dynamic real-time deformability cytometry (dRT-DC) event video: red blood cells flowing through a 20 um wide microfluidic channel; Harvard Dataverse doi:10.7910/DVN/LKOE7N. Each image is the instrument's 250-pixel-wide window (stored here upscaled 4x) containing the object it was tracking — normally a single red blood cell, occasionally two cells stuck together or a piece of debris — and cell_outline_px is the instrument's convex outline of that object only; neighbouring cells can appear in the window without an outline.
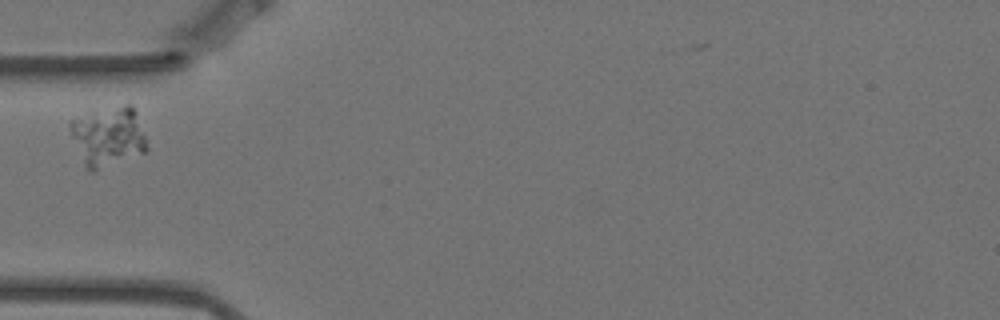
{"species": "Egyptian fruit bat (a non-hibernating species)", "species_latin": "Rousettus aegyptiacus", "temperature_condition": "warm", "stored_images_in_passage": 8, "camera_frame_rate_fps": 3000, "um_per_image_px": 0.085, "animal": {"sex": "female"}, "frame": {"image": 1, "passage_image": 1, "time_ms": 0.0, "image_size_px": [1000, 320], "cell_outline_px": [[148, 152], [96, 172], [88, 172], [84, 164], [72, 136], [68, 124], [72, 120], [88, 108], [124, 104], [132, 104], [136, 112], [148, 148]], "centroid_in_image_um": [9.18, 11.56], "position_along_channel_um": 75.8, "area_um2": 27.74}}
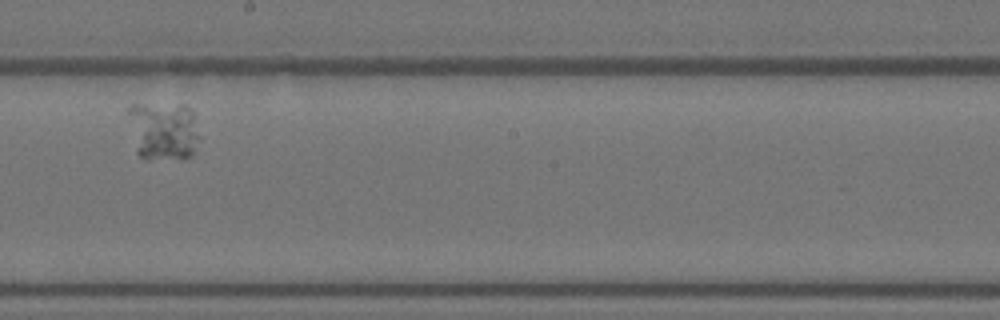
{"frame": {"image": 2, "passage_image": 5, "time_ms": 1.333, "image_size_px": [1000, 320], "cell_outline_px": [[200, 136], [192, 156], [184, 160], [144, 160], [136, 152], [128, 112], [128, 108], [132, 104], [184, 104], [192, 108]], "centroid_in_image_um": [13.92, 11.15], "position_along_channel_um": 234.3, "area_um2": 25.14}}
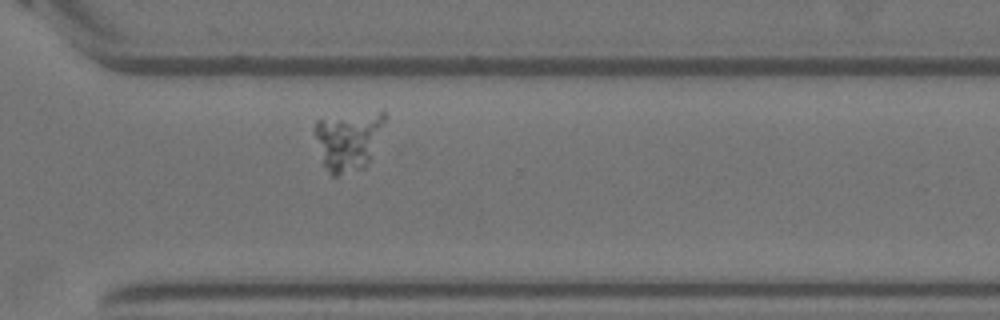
{"frame": {"image": 3, "passage_image": 8, "time_ms": 2.333, "image_size_px": [1000, 320], "cell_outline_px": [[384, 120], [368, 160], [364, 168], [336, 176], [332, 176], [324, 164], [316, 136], [316, 120], [380, 112], [384, 112]], "centroid_in_image_um": [29.58, 11.99], "position_along_channel_um": 341.0, "area_um2": 22.43}}